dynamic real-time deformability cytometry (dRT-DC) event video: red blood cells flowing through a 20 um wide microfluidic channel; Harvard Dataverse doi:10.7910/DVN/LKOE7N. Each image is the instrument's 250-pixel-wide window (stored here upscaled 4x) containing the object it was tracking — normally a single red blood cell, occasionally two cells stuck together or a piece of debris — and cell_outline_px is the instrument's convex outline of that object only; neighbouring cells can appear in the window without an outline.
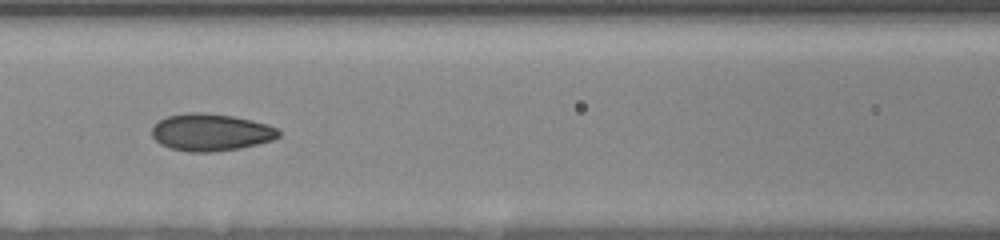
{"species": "human", "species_latin": "Homo sapiens", "temperature_condition": "room temperature", "stored_images_in_passage": 18, "camera_frame_rate_fps": 3000, "um_per_image_px": 0.085, "donor": {"sex": "female"}, "frame": {"image": 1, "passage_image": 15, "time_ms": 8.667, "image_size_px": [1000, 240], "cell_outline_px": [[280, 136], [272, 140], [240, 148], [216, 152], [188, 152], [168, 148], [160, 144], [152, 136], [152, 128], [160, 120], [168, 116], [188, 112], [204, 112], [232, 116], [252, 120], [268, 124], [276, 128], [280, 132]], "centroid_in_image_um": [17.91, 11.25], "position_along_channel_um": 148.7, "area_um2": 27.57}}
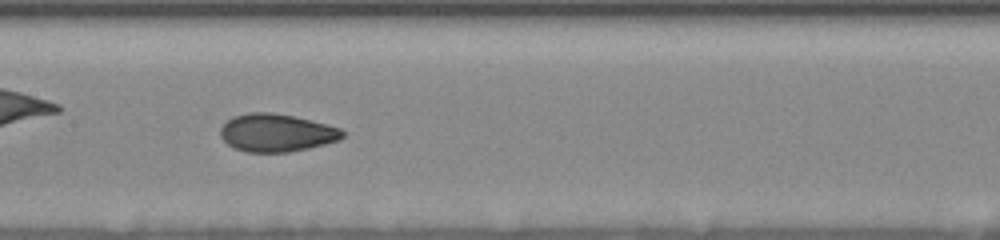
{"frame": {"image": 2, "passage_image": 17, "time_ms": 9.667, "image_size_px": [1000, 240], "cell_outline_px": [[344, 136], [340, 140], [308, 148], [288, 152], [248, 152], [232, 148], [220, 136], [220, 128], [228, 120], [236, 116], [248, 112], [272, 112], [292, 116], [328, 124], [340, 128], [344, 132]], "centroid_in_image_um": [23.5, 11.29], "position_along_channel_um": 183.9, "area_um2": 26.88}}